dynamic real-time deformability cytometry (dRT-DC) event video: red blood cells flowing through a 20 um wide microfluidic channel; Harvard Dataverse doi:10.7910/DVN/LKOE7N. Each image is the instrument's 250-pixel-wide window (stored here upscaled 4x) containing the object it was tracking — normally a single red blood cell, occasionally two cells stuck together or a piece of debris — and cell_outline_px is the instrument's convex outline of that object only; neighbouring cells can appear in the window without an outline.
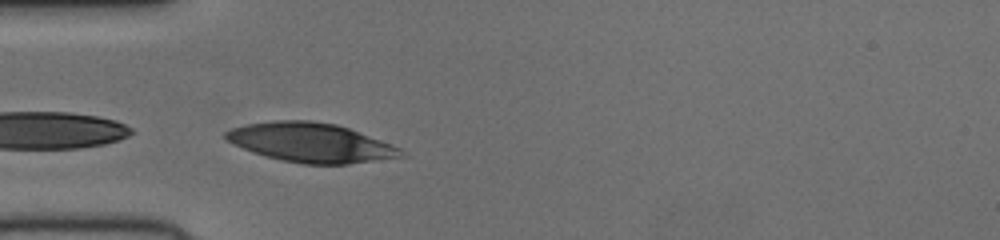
{"species": "human", "species_latin": "Homo sapiens", "temperature_condition": "cold", "stored_images_in_passage": 4, "camera_frame_rate_fps": 3000, "um_per_image_px": 0.085, "donor": {"sex": "female"}, "frame": {"image": 1, "passage_image": 1, "time_ms": 0.0, "image_size_px": [1000, 240], "cell_outline_px": [[408, 156], [348, 164], [304, 164], [280, 160], [252, 152], [224, 140], [224, 132], [232, 128], [248, 124], [272, 120], [308, 120], [336, 124], [348, 128], [380, 140], [400, 148]], "centroid_in_image_um": [26.4, 12.12], "position_along_channel_um": 58.6, "area_um2": 40.06}}